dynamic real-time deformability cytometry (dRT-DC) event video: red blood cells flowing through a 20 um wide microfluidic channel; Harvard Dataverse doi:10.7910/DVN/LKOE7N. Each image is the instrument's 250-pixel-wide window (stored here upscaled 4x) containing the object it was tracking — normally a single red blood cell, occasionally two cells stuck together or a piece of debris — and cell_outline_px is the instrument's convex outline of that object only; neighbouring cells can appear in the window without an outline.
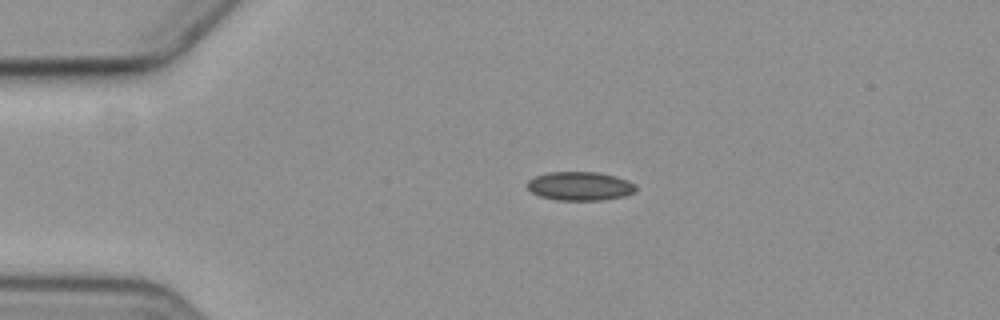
{"species": "common noctule bat (a hibernating species)", "species_latin": "Nyctalus noctula", "temperature_condition": "cold", "stored_images_in_passage": 3, "camera_frame_rate_fps": 3000, "um_per_image_px": 0.085, "animal": {"sex": "female", "body_mass_g": 19.3, "forearm_length_mm": 54.1}, "frame": {"image": 1, "passage_image": 1, "time_ms": 0.0, "image_size_px": [1000, 320], "cell_outline_px": [[636, 188], [632, 192], [624, 196], [600, 200], [556, 200], [540, 196], [532, 192], [528, 188], [528, 180], [536, 176], [548, 172], [600, 172], [616, 176], [628, 180], [636, 184]], "centroid_in_image_um": [49.3, 15.81], "position_along_channel_um": 35.7, "area_um2": 18.15}}
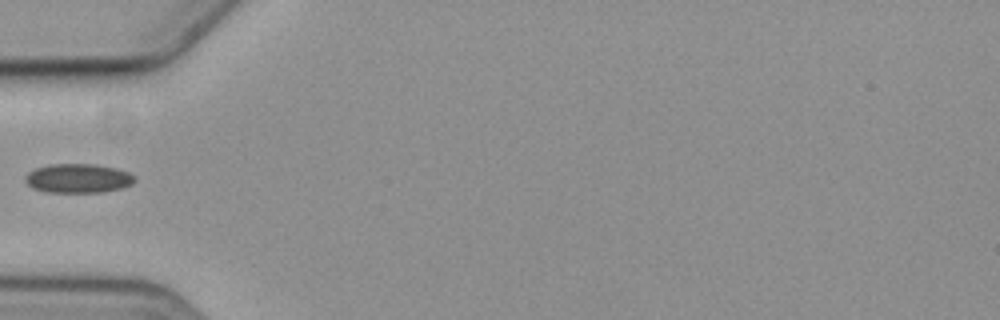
{"frame": {"image": 2, "passage_image": 3, "time_ms": 2.333, "image_size_px": [1000, 320], "cell_outline_px": [[136, 180], [132, 184], [120, 188], [100, 192], [48, 192], [32, 188], [24, 180], [24, 176], [28, 172], [36, 168], [48, 164], [96, 164], [116, 168], [128, 172], [136, 176]], "centroid_in_image_um": [6.63, 15.15], "position_along_channel_um": 78.4, "area_um2": 18.67}}